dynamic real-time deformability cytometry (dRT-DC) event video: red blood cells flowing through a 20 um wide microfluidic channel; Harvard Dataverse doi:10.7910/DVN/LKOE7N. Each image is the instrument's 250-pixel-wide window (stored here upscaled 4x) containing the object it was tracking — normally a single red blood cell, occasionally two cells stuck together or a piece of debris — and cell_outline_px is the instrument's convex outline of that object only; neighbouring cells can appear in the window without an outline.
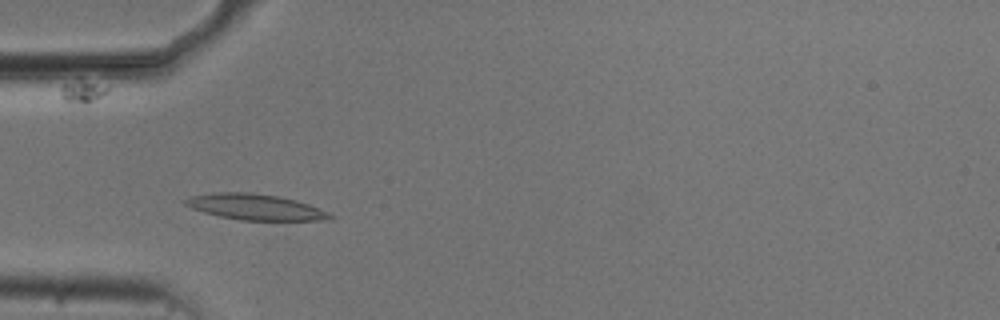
{"species": "common noctule bat (a hibernating species)", "species_latin": "Nyctalus noctula", "temperature_condition": "cold", "stored_images_in_passage": 50, "camera_frame_rate_fps": 3000, "um_per_image_px": 0.085, "animal": {"sex": "male", "body_mass_g": 20.5, "forearm_length_mm": 52.5}, "frame": {"image": 1, "passage_image": 12, "time_ms": 3.667, "image_size_px": [1000, 320], "cell_outline_px": [[332, 220], [240, 220], [220, 216], [204, 212], [192, 208], [184, 204], [180, 200], [188, 196], [216, 192], [248, 192], [280, 196], [296, 200], [308, 204], [328, 212], [332, 216]], "centroid_in_image_um": [21.65, 17.58], "position_along_channel_um": 63.4, "area_um2": 21.85}}
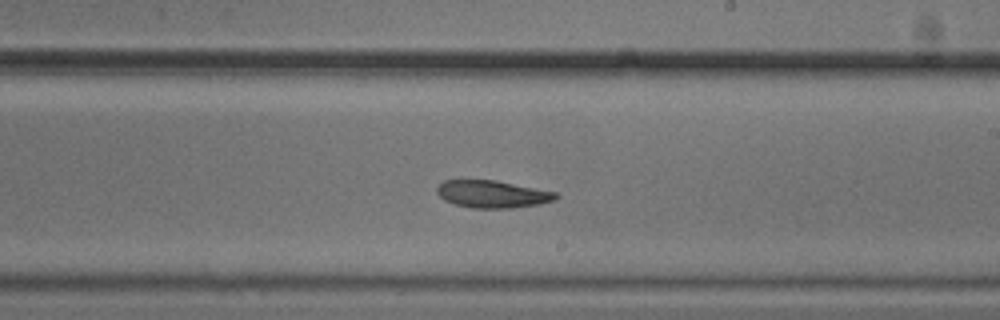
{"frame": {"image": 2, "passage_image": 27, "time_ms": 8.667, "image_size_px": [1000, 320], "cell_outline_px": [[560, 196], [556, 200], [540, 204], [512, 208], [472, 208], [456, 204], [444, 200], [436, 192], [436, 188], [444, 180], [496, 180], [556, 192]], "centroid_in_image_um": [41.88, 16.5], "position_along_channel_um": 247.1, "area_um2": 19.02}}
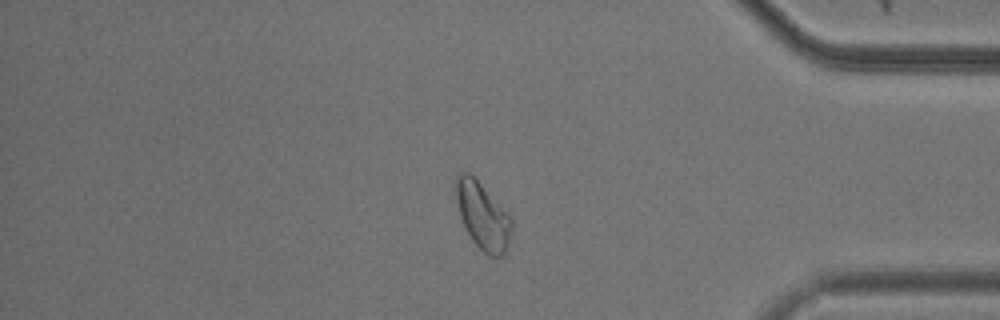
{"frame": {"image": 3, "passage_image": 41, "time_ms": 13.333, "image_size_px": [1000, 320], "cell_outline_px": [[512, 228], [508, 244], [504, 256], [488, 256], [472, 240], [460, 216], [452, 184], [456, 176], [460, 172], [468, 172], [512, 216]], "centroid_in_image_um": [41.01, 18.33], "position_along_channel_um": 394.2, "area_um2": 21.79}, "authors_computed_cell_mechanics": {"area_um2": 20.6924, "velocity_mm_per_s": 3.7057, "shape_relaxation_time_tau1_ms": 4.4027, "shape_relaxation_time_tau2_ms": null, "deformation_change_tau1": 0.1205, "deformation_change_tau2": null}}